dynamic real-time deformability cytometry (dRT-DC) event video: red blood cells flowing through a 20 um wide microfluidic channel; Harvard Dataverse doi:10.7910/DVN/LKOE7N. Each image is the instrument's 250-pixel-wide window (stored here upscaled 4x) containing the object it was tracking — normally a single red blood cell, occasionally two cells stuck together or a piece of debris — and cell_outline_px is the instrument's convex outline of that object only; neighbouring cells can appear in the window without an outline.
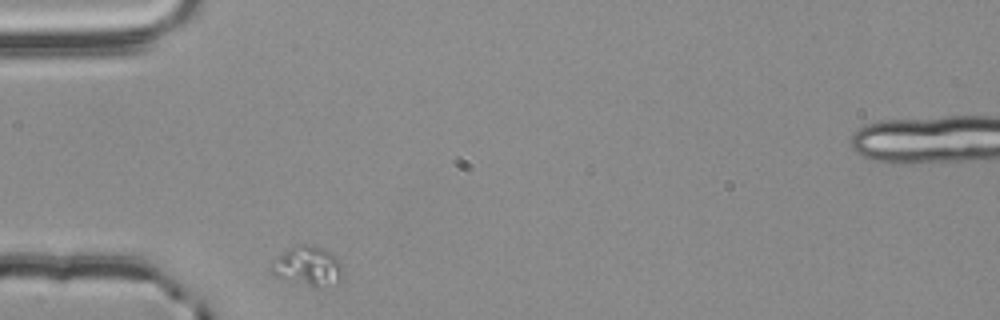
{"species": "common noctule bat (a hibernating species)", "species_latin": "Nyctalus noctula", "temperature_condition": "room temperature", "stored_images_in_passage": 32, "camera_frame_rate_fps": 3000, "um_per_image_px": 0.085, "animal": {"sex": "male", "body_mass_g": 20.4}, "frame": {"image": 1, "passage_image": 1, "time_ms": 0.0, "image_size_px": [1000, 320], "cell_outline_px": [[340, 280], [320, 288], [316, 288], [276, 276], [268, 268], [288, 248], [300, 244], [308, 244], [324, 248], [336, 256], [340, 264]], "centroid_in_image_um": [26.16, 22.61], "position_along_channel_um": 58.8, "area_um2": 16.07}}